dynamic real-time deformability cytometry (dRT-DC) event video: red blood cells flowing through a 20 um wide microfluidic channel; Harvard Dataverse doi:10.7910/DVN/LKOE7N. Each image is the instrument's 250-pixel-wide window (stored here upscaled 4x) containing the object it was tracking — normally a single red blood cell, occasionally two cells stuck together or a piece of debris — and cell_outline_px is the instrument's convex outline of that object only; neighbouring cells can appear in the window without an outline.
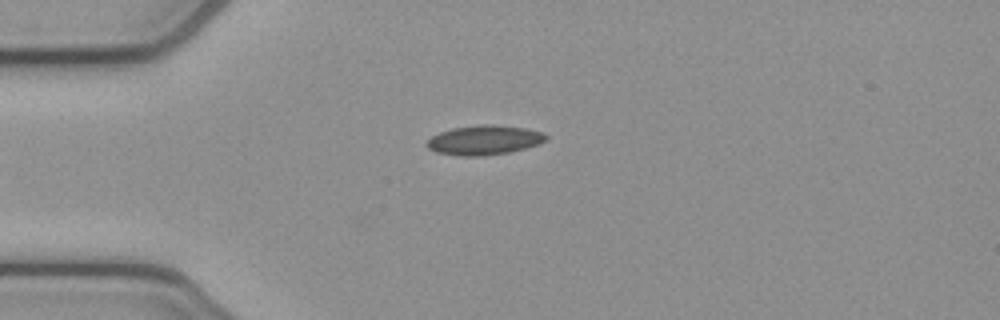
{"species": "common noctule bat (a hibernating species)", "species_latin": "Nyctalus noctula", "temperature_condition": "cold", "stored_images_in_passage": 4, "camera_frame_rate_fps": 3000, "um_per_image_px": 0.085, "animal": {"sex": "female", "body_mass_g": 21.9}, "frame": {"image": 1, "passage_image": 4, "time_ms": 1.0, "image_size_px": [1000, 320], "cell_outline_px": [[548, 140], [540, 144], [508, 152], [480, 156], [460, 156], [436, 152], [428, 148], [424, 144], [432, 136], [440, 132], [452, 128], [484, 124], [492, 124], [524, 128], [544, 132], [548, 136]], "centroid_in_image_um": [41.17, 11.9], "position_along_channel_um": 43.8, "area_um2": 20.52}}